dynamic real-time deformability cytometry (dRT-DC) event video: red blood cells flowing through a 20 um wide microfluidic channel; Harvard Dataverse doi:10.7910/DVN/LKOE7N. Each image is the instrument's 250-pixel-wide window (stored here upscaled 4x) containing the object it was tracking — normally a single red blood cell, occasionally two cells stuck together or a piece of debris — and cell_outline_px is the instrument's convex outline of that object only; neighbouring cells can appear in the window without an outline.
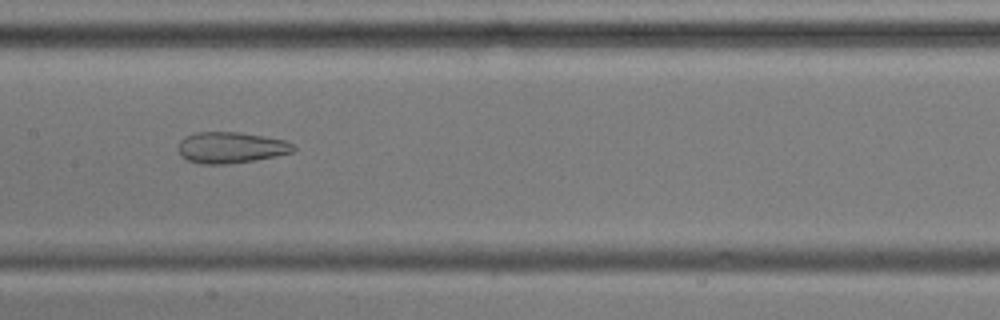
{"species": "common noctule bat (a hibernating species)", "species_latin": "Nyctalus noctula", "temperature_condition": "cold", "stored_images_in_passage": 49, "camera_frame_rate_fps": 3000, "um_per_image_px": 0.085, "animal": {"sex": "male", "body_mass_g": 17.9, "forearm_length_mm": 54.2}, "frame": {"image": 1, "passage_image": 21, "time_ms": 6.667, "image_size_px": [1000, 320], "cell_outline_px": [[296, 148], [292, 152], [276, 156], [252, 160], [224, 164], [200, 164], [188, 160], [180, 156], [180, 140], [196, 132], [240, 132], [264, 136], [284, 140], [292, 144]], "centroid_in_image_um": [19.63, 12.54], "position_along_channel_um": 187.8, "area_um2": 20.63}}
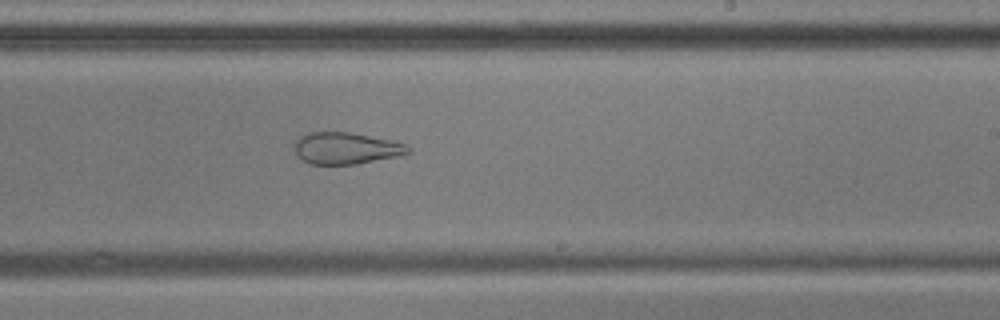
{"frame": {"image": 2, "passage_image": 27, "time_ms": 8.667, "image_size_px": [1000, 320], "cell_outline_px": [[412, 152], [396, 156], [356, 164], [312, 164], [304, 160], [296, 152], [296, 140], [300, 136], [308, 132], [348, 132], [388, 140], [404, 144], [412, 148]], "centroid_in_image_um": [29.42, 12.6], "position_along_channel_um": 259.6, "area_um2": 20.52}}
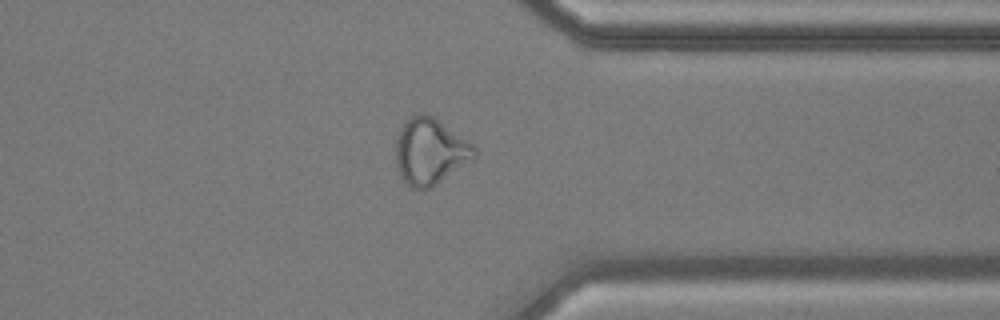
{"frame": {"image": 3, "passage_image": 37, "time_ms": 12.0, "image_size_px": [1000, 320], "cell_outline_px": [[476, 156], [432, 188], [424, 192], [420, 192], [412, 188], [400, 176], [396, 168], [396, 140], [400, 128], [404, 120], [416, 112], [420, 112], [432, 116], [468, 140], [476, 148]], "centroid_in_image_um": [36.52, 12.89], "position_along_channel_um": 374.9, "area_um2": 30.69}, "authors_computed_cell_mechanics": {"area_um2": 29.9404, "velocity_mm_per_s": 3.6176, "shape_relaxation_time_tau1_ms": null, "shape_relaxation_time_tau2_ms": 1.9902, "deformation_change_tau1": null, "deformation_change_tau2": 0.0991}}